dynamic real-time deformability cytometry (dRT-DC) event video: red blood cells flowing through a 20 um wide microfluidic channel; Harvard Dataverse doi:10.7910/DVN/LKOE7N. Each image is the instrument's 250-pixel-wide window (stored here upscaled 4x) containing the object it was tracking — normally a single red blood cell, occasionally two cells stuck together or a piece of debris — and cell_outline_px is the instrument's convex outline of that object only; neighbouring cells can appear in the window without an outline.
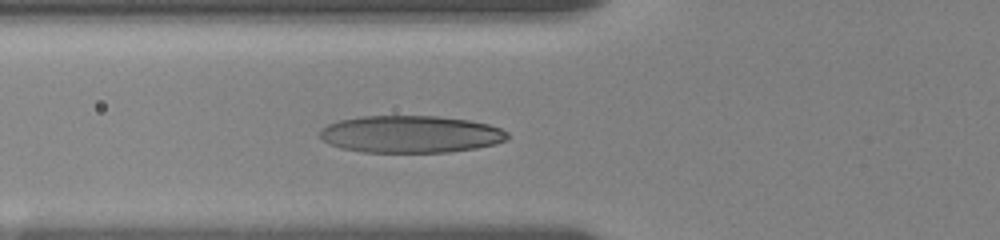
{"species": "human", "species_latin": "Homo sapiens", "temperature_condition": "room temperature", "stored_images_in_passage": 2, "camera_frame_rate_fps": 3000, "um_per_image_px": 0.085, "donor": {"sex": "female"}, "frame": {"image": 1, "passage_image": 2, "time_ms": 1.0, "image_size_px": [1000, 240], "cell_outline_px": [[508, 140], [496, 144], [476, 148], [448, 152], [364, 152], [340, 148], [328, 144], [320, 136], [320, 132], [328, 124], [340, 120], [360, 116], [436, 116], [468, 120], [488, 124], [500, 128], [508, 132]], "centroid_in_image_um": [34.92, 11.41], "position_along_channel_um": 90.9, "area_um2": 40.69}}